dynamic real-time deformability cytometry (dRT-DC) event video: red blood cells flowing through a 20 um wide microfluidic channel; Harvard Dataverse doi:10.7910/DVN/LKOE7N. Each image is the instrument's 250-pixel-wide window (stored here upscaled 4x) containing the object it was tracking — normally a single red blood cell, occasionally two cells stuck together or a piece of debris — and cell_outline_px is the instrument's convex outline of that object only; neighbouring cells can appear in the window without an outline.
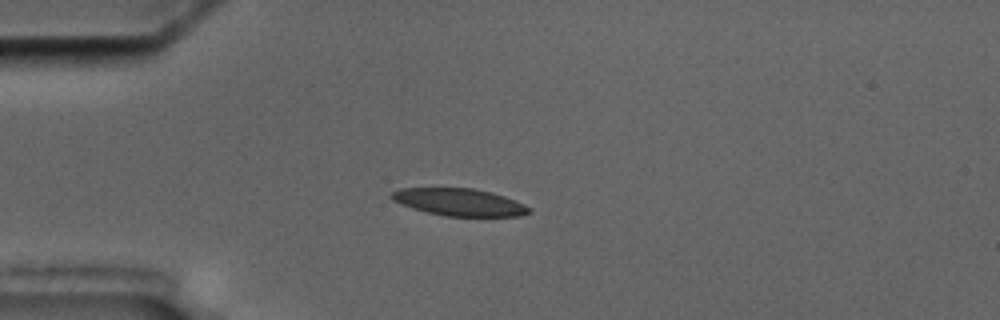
{"species": "common noctule bat (a hibernating species)", "species_latin": "Nyctalus noctula", "temperature_condition": "cold", "stored_images_in_passage": 11, "camera_frame_rate_fps": 3000, "um_per_image_px": 0.085, "animal": {"sex": "male", "body_mass_g": 17.5, "forearm_length_mm": 52.3}, "frame": {"image": 1, "passage_image": 4, "time_ms": 4.667, "image_size_px": [1000, 320], "cell_outline_px": [[532, 212], [520, 216], [444, 216], [412, 208], [392, 200], [388, 196], [392, 192], [400, 188], [472, 188], [492, 192], [504, 196], [524, 204], [532, 208]], "centroid_in_image_um": [39.05, 17.18], "position_along_channel_um": 45.9, "area_um2": 21.91}}
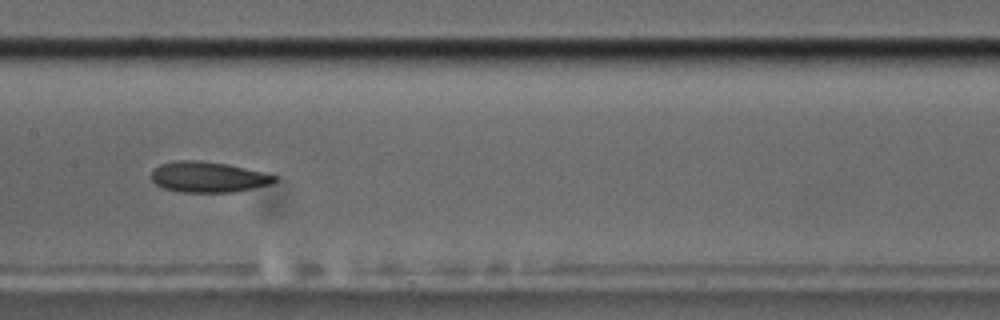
{"frame": {"image": 2, "passage_image": 8, "time_ms": 9.333, "image_size_px": [1000, 320], "cell_outline_px": [[276, 180], [268, 184], [236, 192], [180, 192], [164, 188], [156, 184], [152, 180], [152, 172], [160, 164], [176, 160], [200, 160], [228, 164], [276, 176]], "centroid_in_image_um": [17.65, 15.04], "position_along_channel_um": 189.8, "area_um2": 21.73}}